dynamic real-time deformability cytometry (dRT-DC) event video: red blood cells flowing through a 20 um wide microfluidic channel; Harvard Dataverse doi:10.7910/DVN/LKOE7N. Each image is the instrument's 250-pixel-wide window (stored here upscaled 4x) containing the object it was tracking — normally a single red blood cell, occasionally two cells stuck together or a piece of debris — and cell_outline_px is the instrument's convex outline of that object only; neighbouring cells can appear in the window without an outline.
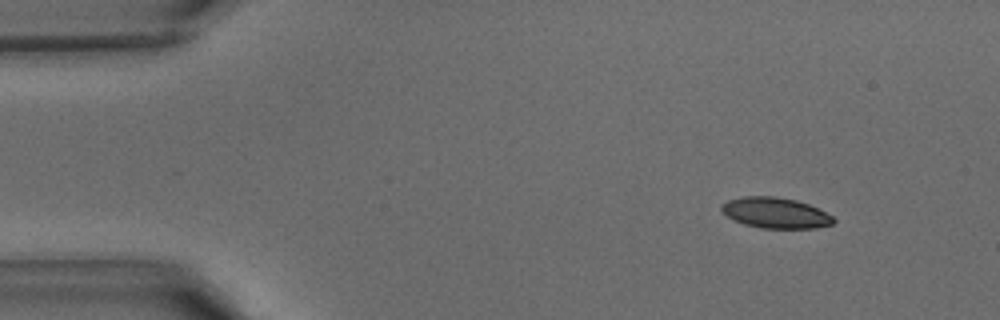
{"species": "common noctule bat (a hibernating species)", "species_latin": "Nyctalus noctula", "temperature_condition": "warm", "stored_images_in_passage": 32, "camera_frame_rate_fps": 3000, "um_per_image_px": 0.085, "animal": {"sex": "male", "body_mass_g": 15.6}, "frame": {"image": 1, "passage_image": 1, "time_ms": 0.0, "image_size_px": [1000, 320], "cell_outline_px": [[836, 220], [832, 224], [816, 228], [760, 228], [744, 224], [732, 220], [720, 208], [720, 204], [728, 200], [744, 196], [776, 196], [796, 200], [808, 204], [832, 216]], "centroid_in_image_um": [65.88, 18.09], "position_along_channel_um": 19.1, "area_um2": 20.0}}
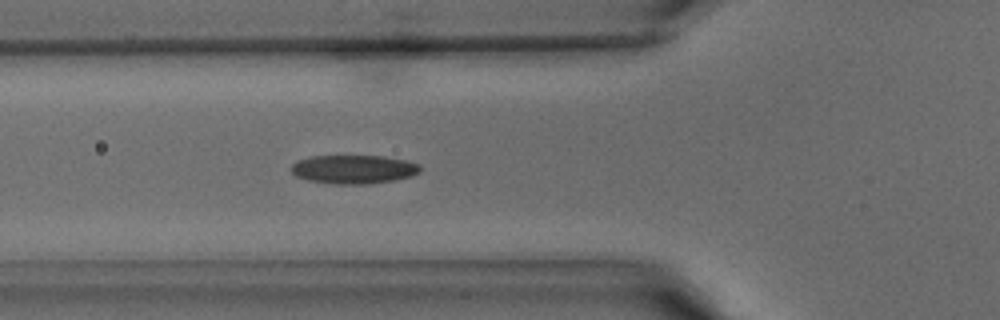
{"frame": {"image": 2, "passage_image": 11, "time_ms": 3.333, "image_size_px": [1000, 320], "cell_outline_px": [[420, 172], [412, 176], [392, 180], [368, 184], [336, 184], [308, 180], [296, 176], [288, 168], [296, 160], [312, 156], [384, 156], [404, 160], [420, 164]], "centroid_in_image_um": [30.03, 14.38], "position_along_channel_um": 95.8, "area_um2": 21.62}}
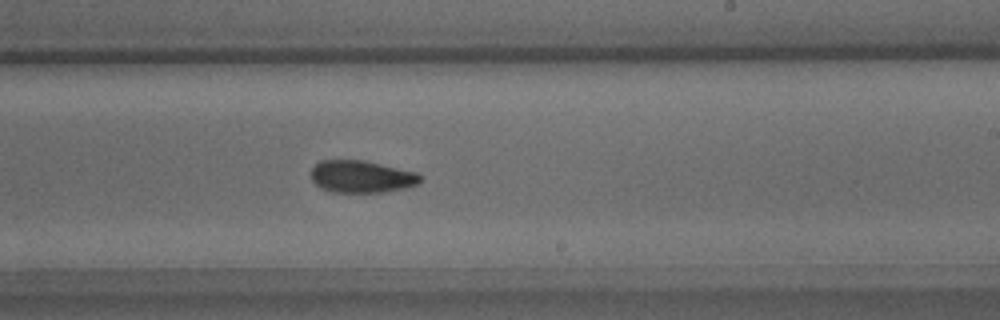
{"frame": {"image": 3, "passage_image": 21, "time_ms": 6.667, "image_size_px": [1000, 320], "cell_outline_px": [[420, 180], [416, 184], [404, 188], [384, 192], [332, 192], [320, 188], [312, 180], [312, 168], [320, 160], [364, 160], [416, 172], [420, 176]], "centroid_in_image_um": [30.69, 15.01], "position_along_channel_um": 258.3, "area_um2": 20.35}}